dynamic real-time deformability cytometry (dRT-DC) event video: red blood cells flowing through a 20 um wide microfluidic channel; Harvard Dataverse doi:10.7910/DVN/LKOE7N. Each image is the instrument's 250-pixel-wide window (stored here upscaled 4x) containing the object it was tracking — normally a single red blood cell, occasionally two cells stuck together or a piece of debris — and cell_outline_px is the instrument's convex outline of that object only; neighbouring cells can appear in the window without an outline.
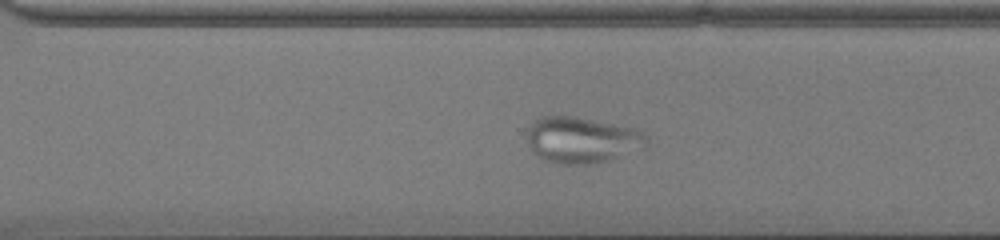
{"species": "common noctule bat (a hibernating species)", "species_latin": "Nyctalus noctula", "temperature_condition": "cold", "stored_images_in_passage": 44, "camera_frame_rate_fps": 3000, "um_per_image_px": 0.085, "animal": {"sex": "male", "body_mass_g": 13.0, "forearm_length_mm": 53.1}, "frame": {"image": 1, "passage_image": 29, "time_ms": 9.333, "image_size_px": [1000, 240], "cell_outline_px": [[648, 148], [608, 160], [588, 164], [556, 164], [544, 160], [528, 144], [528, 128], [540, 116], [572, 116], [636, 128], [644, 132], [648, 136]], "centroid_in_image_um": [49.54, 11.9], "position_along_channel_um": 321.1, "area_um2": 32.25}}
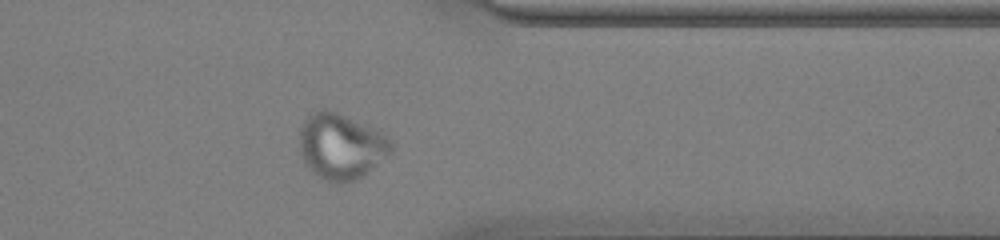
{"frame": {"image": 2, "passage_image": 34, "time_ms": 11.0, "image_size_px": [1000, 240], "cell_outline_px": [[392, 152], [360, 176], [352, 180], [340, 184], [336, 184], [312, 172], [304, 164], [300, 152], [300, 128], [304, 120], [308, 116], [324, 108], [336, 112], [376, 128], [388, 136], [392, 140]], "centroid_in_image_um": [28.98, 12.42], "position_along_channel_um": 382.4, "area_um2": 34.85}}